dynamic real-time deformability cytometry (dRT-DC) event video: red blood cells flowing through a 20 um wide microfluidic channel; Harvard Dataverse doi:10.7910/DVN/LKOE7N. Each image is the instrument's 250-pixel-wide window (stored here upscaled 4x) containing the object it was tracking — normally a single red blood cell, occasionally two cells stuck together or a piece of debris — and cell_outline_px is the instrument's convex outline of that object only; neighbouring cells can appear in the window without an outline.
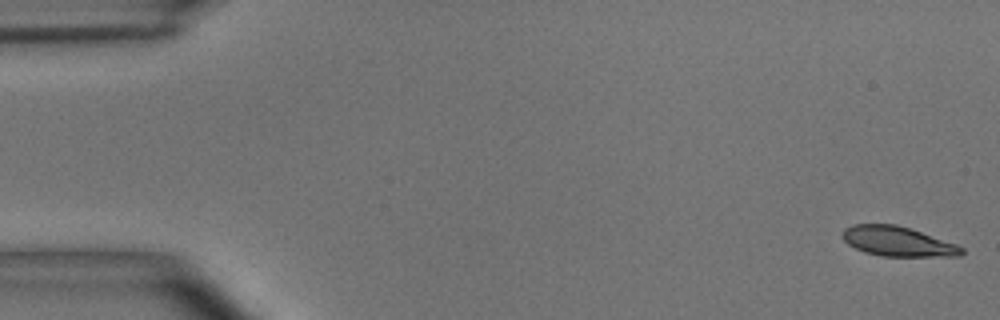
{"species": "common noctule bat (a hibernating species)", "species_latin": "Nyctalus noctula", "temperature_condition": "room temperature", "stored_images_in_passage": 54, "camera_frame_rate_fps": 3000, "um_per_image_px": 0.085, "animal": {"sex": "male", "body_mass_g": 15.6}, "frame": {"image": 1, "passage_image": 1, "time_ms": 0.0, "image_size_px": [1000, 320], "cell_outline_px": [[964, 252], [960, 256], [880, 256], [864, 252], [848, 244], [840, 236], [840, 232], [844, 228], [852, 224], [896, 224], [956, 244], [964, 248]], "centroid_in_image_um": [76.25, 20.52], "position_along_channel_um": 8.8, "area_um2": 20.63}}
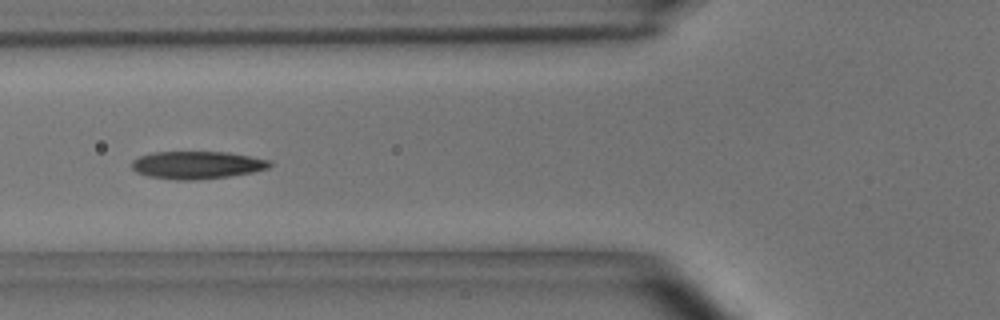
{"frame": {"image": 2, "passage_image": 20, "time_ms": 6.333, "image_size_px": [1000, 320], "cell_outline_px": [[272, 164], [268, 168], [252, 172], [228, 176], [196, 180], [176, 180], [148, 176], [136, 172], [132, 168], [132, 160], [140, 156], [152, 152], [228, 152], [272, 160]], "centroid_in_image_um": [16.75, 14.02], "position_along_channel_um": 109.1, "area_um2": 22.25}}
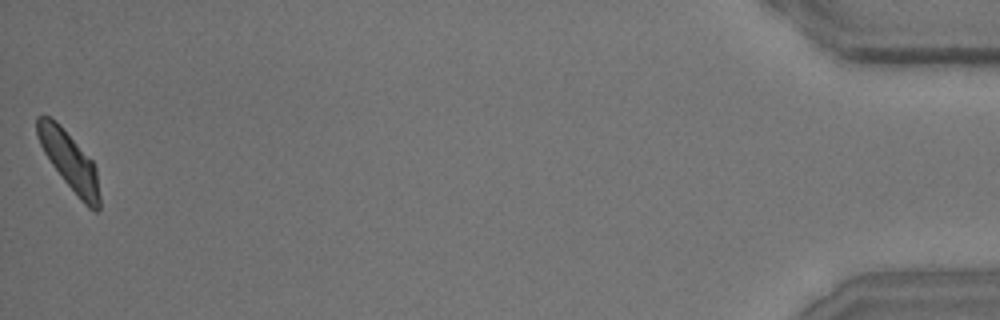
{"frame": {"image": 3, "passage_image": 54, "time_ms": 17.667, "image_size_px": [1000, 320], "cell_outline_px": [[100, 208], [96, 212], [88, 208], [80, 200], [64, 180], [52, 164], [44, 152], [36, 136], [36, 116], [48, 116], [56, 120], [60, 124], [92, 160], [96, 168], [100, 196]], "centroid_in_image_um": [5.9, 13.68], "position_along_channel_um": 429.3, "area_um2": 21.1}, "authors_computed_cell_mechanics": {"area_um2": 21.5883, "velocity_mm_per_s": 3.6601, "shape_relaxation_time_tau1_ms": 5.4761, "shape_relaxation_time_tau2_ms": 2.1842, "deformation_change_tau1": 0.1436, "deformation_change_tau2": 0.0677}}